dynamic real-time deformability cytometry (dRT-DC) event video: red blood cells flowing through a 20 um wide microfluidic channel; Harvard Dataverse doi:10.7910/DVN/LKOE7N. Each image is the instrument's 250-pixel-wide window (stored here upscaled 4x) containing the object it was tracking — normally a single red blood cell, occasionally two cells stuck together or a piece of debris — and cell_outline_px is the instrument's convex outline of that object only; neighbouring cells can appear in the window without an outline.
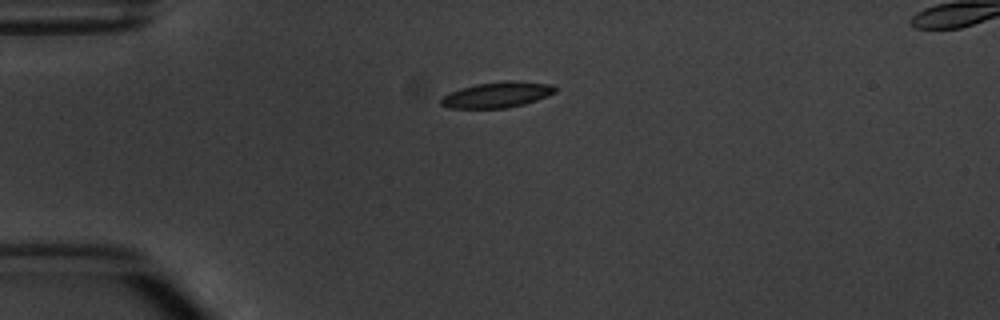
{"species": "common noctule bat (a hibernating species)", "species_latin": "Nyctalus noctula", "temperature_condition": "warm", "stored_images_in_passage": 5, "camera_frame_rate_fps": 3000, "um_per_image_px": 0.085, "animal": {"sex": "male", "body_mass_g": 20.1, "forearm_length_mm": 53.5}, "frame": {"image": 1, "passage_image": 5, "time_ms": 4.667, "image_size_px": [1000, 320], "cell_outline_px": [[556, 92], [536, 100], [524, 104], [508, 108], [448, 108], [440, 104], [440, 96], [460, 88], [476, 84], [508, 80], [516, 80], [552, 84], [556, 88]], "centroid_in_image_um": [42.23, 8.05], "position_along_channel_um": 42.8, "area_um2": 17.28}}